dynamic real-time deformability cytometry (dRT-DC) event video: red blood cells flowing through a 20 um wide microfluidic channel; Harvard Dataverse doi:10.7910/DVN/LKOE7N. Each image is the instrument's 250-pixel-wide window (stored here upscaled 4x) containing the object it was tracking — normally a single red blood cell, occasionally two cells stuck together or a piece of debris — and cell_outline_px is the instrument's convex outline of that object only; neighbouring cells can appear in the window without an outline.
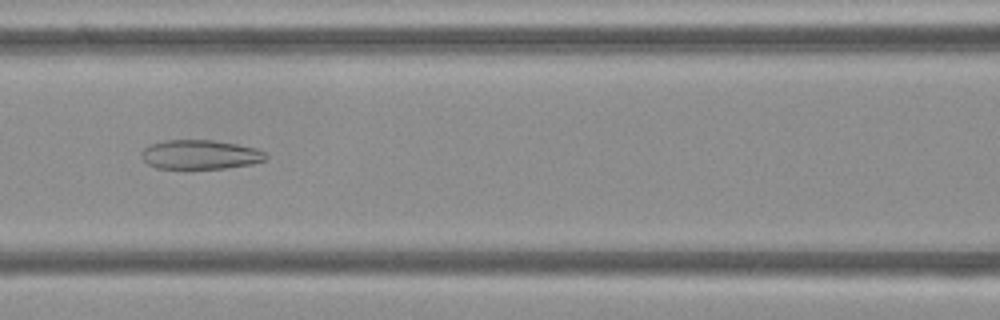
{"species": "Egyptian fruit bat (a non-hibernating species)", "species_latin": "Rousettus aegyptiacus", "temperature_condition": "cold", "stored_images_in_passage": 53, "camera_frame_rate_fps": 3000, "um_per_image_px": 0.085, "frame": {"image": 1, "passage_image": 23, "time_ms": 7.333, "image_size_px": [1000, 320], "cell_outline_px": [[268, 156], [264, 160], [252, 164], [224, 168], [156, 168], [148, 164], [140, 156], [140, 152], [148, 144], [164, 140], [212, 140], [236, 144], [256, 148], [264, 152]], "centroid_in_image_um": [16.97, 13.13], "position_along_channel_um": 149.6, "area_um2": 21.21}}
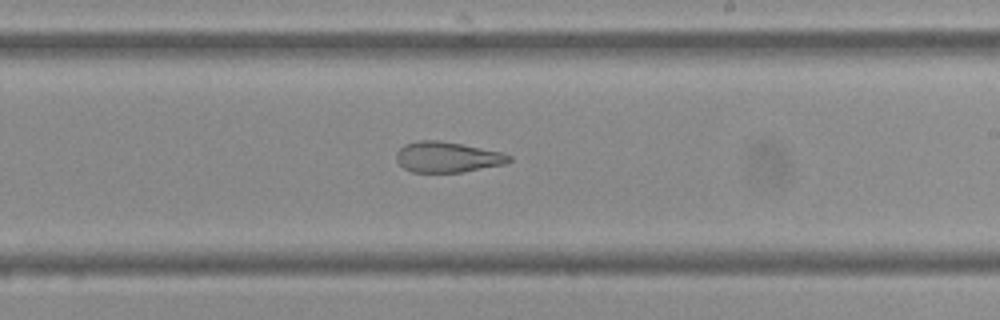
{"frame": {"image": 2, "passage_image": 31, "time_ms": 10.0, "image_size_px": [1000, 320], "cell_outline_px": [[512, 160], [504, 164], [464, 172], [412, 172], [404, 168], [396, 160], [396, 152], [404, 144], [420, 140], [436, 140], [460, 144], [504, 152], [512, 156]], "centroid_in_image_um": [38.04, 13.35], "position_along_channel_um": 251.0, "area_um2": 20.11}}
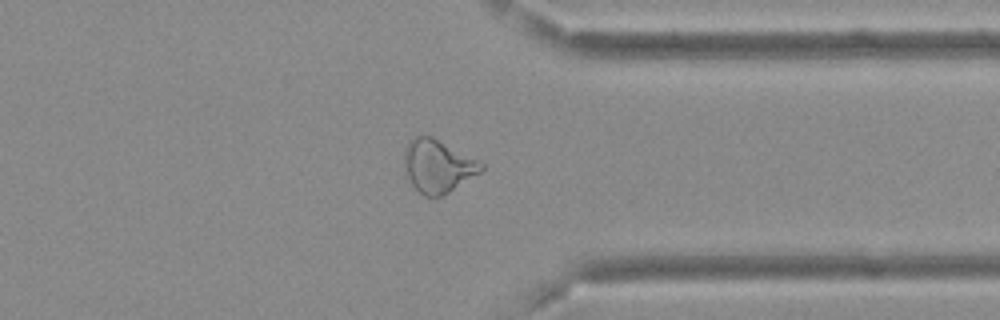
{"frame": {"image": 3, "passage_image": 41, "time_ms": 13.333, "image_size_px": [1000, 320], "cell_outline_px": [[484, 168], [480, 172], [448, 192], [440, 196], [424, 196], [412, 184], [408, 176], [404, 156], [404, 148], [408, 140], [412, 136], [432, 136], [484, 164]], "centroid_in_image_um": [37.19, 14.09], "position_along_channel_um": 374.2, "area_um2": 23.18}, "authors_computed_cell_mechanics": {"area_um2": 25.8366, "velocity_mm_per_s": 3.8106, "shape_relaxation_time_tau1_ms": null, "shape_relaxation_time_tau2_ms": 3.635, "deformation_change_tau1": null, "deformation_change_tau2": 0.1315}}